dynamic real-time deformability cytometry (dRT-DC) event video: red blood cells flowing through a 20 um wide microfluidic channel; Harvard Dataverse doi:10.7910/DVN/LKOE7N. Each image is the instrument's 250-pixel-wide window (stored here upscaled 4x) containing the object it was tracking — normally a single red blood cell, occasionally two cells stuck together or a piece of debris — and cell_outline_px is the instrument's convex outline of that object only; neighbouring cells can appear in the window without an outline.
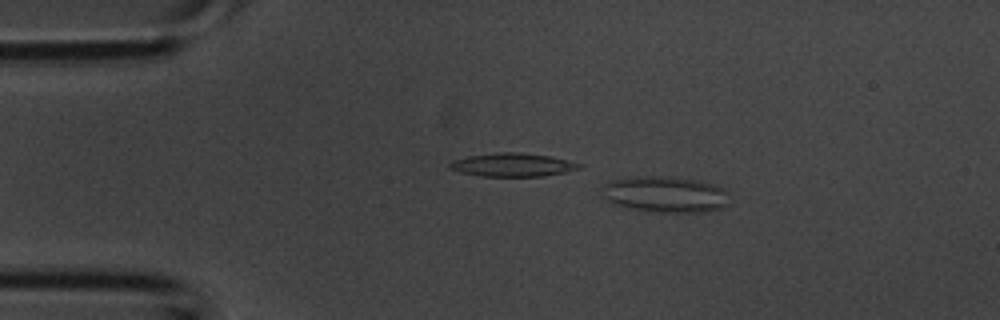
{"species": "common noctule bat (a hibernating species)", "species_latin": "Nyctalus noctula", "temperature_condition": "room temperature", "stored_images_in_passage": 3, "camera_frame_rate_fps": 3000, "um_per_image_px": 0.085, "animal": {"sex": "male", "body_mass_g": 20.1, "forearm_length_mm": 53.5}, "frame": {"image": 1, "passage_image": 2, "time_ms": 0.333, "image_size_px": [1000, 320], "cell_outline_px": [[728, 204], [724, 208], [708, 212], [656, 212], [612, 204], [604, 196], [600, 184], [608, 180], [632, 176], [664, 176], [696, 180], [712, 184], [724, 188]], "centroid_in_image_um": [56.5, 16.51], "position_along_channel_um": 28.5, "area_um2": 26.99}}